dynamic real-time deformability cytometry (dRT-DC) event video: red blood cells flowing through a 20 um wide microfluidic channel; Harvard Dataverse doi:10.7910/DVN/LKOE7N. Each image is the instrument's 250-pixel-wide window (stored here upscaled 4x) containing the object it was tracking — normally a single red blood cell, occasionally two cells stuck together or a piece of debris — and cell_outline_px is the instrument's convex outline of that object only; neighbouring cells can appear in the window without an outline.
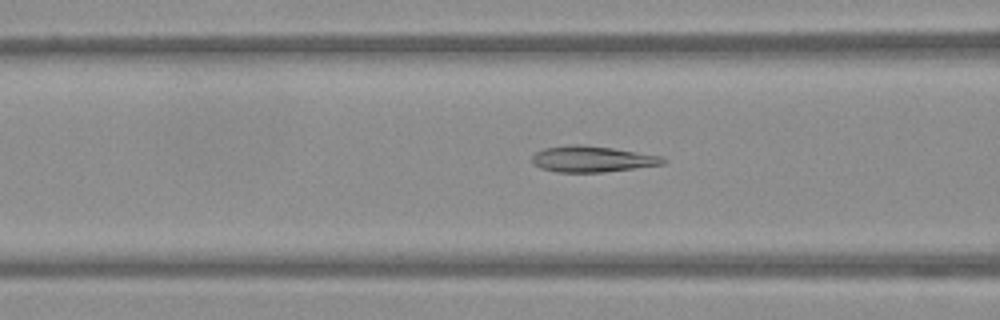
{"species": "Egyptian fruit bat (a non-hibernating species)", "species_latin": "Rousettus aegyptiacus", "temperature_condition": "warm", "stored_images_in_passage": 35, "camera_frame_rate_fps": 3000, "um_per_image_px": 0.085, "frame": {"image": 1, "passage_image": 4, "time_ms": 1.0, "image_size_px": [1000, 320], "cell_outline_px": [[668, 160], [664, 164], [604, 172], [556, 172], [540, 168], [532, 164], [532, 156], [536, 152], [544, 148], [568, 144], [580, 144], [612, 148], [660, 156]], "centroid_in_image_um": [50.29, 13.52], "position_along_channel_um": 116.3, "area_um2": 19.88}}
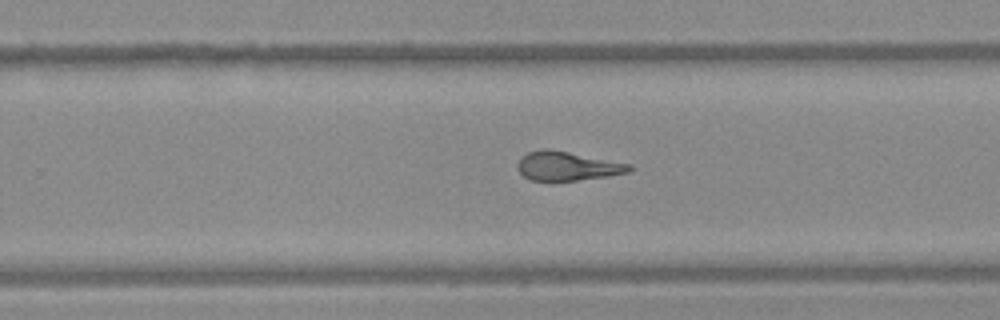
{"frame": {"image": 2, "passage_image": 17, "time_ms": 5.333, "image_size_px": [1000, 320], "cell_outline_px": [[632, 172], [608, 176], [576, 180], [532, 180], [524, 176], [516, 168], [516, 164], [528, 152], [544, 148], [568, 152], [632, 164]], "centroid_in_image_um": [48.25, 14.11], "position_along_channel_um": 281.6, "area_um2": 18.67}}
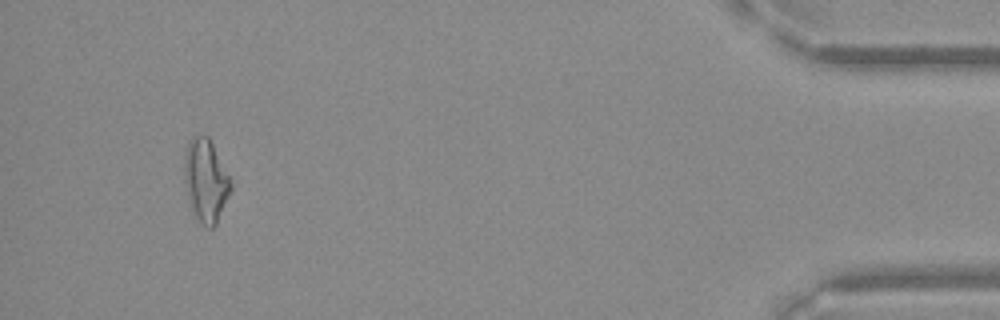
{"frame": {"image": 3, "passage_image": 33, "time_ms": 10.667, "image_size_px": [1000, 320], "cell_outline_px": [[232, 188], [216, 224], [212, 228], [208, 228], [196, 216], [188, 204], [184, 180], [184, 156], [188, 140], [192, 136], [208, 136], [232, 184]], "centroid_in_image_um": [17.45, 15.34], "position_along_channel_um": 417.8, "area_um2": 22.14}}